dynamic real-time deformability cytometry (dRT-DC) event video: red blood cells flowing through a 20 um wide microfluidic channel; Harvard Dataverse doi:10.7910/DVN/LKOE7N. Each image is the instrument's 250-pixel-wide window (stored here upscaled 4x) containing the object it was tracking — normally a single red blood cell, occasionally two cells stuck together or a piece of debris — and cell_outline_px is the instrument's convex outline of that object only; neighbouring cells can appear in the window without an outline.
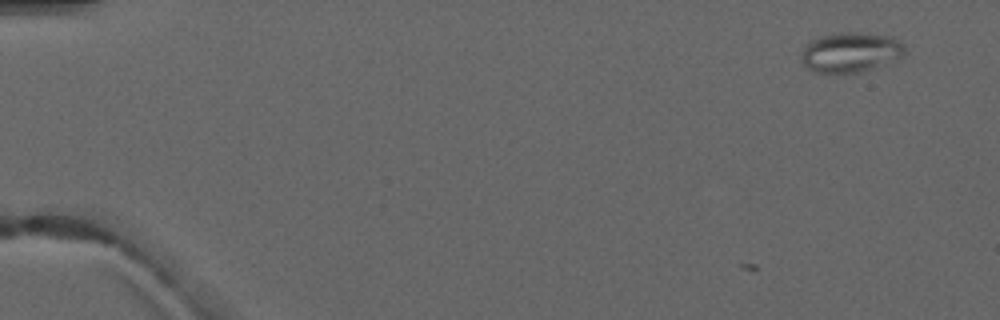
{"species": "common noctule bat (a hibernating species)", "species_latin": "Nyctalus noctula", "temperature_condition": "warm", "stored_images_in_passage": 5, "camera_frame_rate_fps": 3000, "um_per_image_px": 0.085, "animal": {"sex": "male", "forearm_length_mm": 52.5}, "frame": {"image": 1, "passage_image": 1, "time_ms": 0.0, "image_size_px": [1000, 320], "cell_outline_px": [[904, 52], [900, 56], [872, 68], [860, 72], [812, 72], [800, 60], [800, 56], [804, 44], [820, 36], [836, 32], [860, 32], [892, 36], [900, 40], [904, 44]], "centroid_in_image_um": [72.24, 4.41], "position_along_channel_um": 12.8, "area_um2": 24.04}}